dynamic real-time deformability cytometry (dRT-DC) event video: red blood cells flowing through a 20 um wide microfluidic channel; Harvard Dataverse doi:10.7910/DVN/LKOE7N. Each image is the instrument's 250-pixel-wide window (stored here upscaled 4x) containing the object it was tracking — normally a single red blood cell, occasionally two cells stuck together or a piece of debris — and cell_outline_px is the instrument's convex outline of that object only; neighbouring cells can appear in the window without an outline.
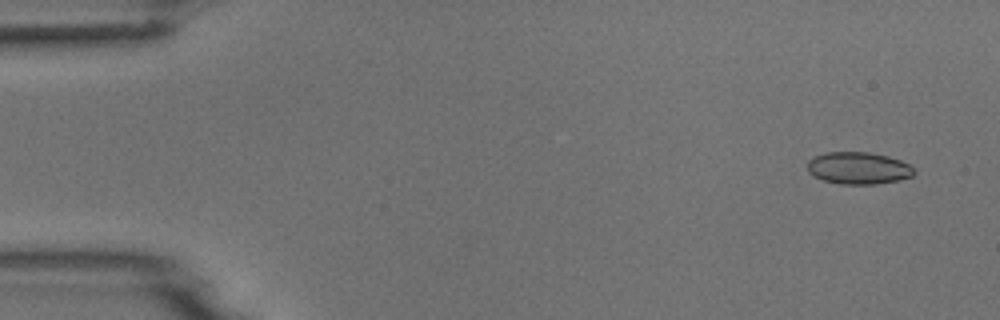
{"species": "common noctule bat (a hibernating species)", "species_latin": "Nyctalus noctula", "temperature_condition": "room temperature", "stored_images_in_passage": 5, "camera_frame_rate_fps": 3000, "um_per_image_px": 0.085, "animal": {"sex": "male", "body_mass_g": 18.8}, "frame": {"image": 1, "passage_image": 1, "time_ms": 0.0, "image_size_px": [1000, 320], "cell_outline_px": [[916, 172], [912, 176], [900, 180], [876, 184], [840, 184], [824, 180], [812, 176], [808, 172], [808, 160], [816, 156], [828, 152], [868, 152], [888, 156], [900, 160], [908, 164]], "centroid_in_image_um": [72.96, 14.29], "position_along_channel_um": 12.0, "area_um2": 19.94}}
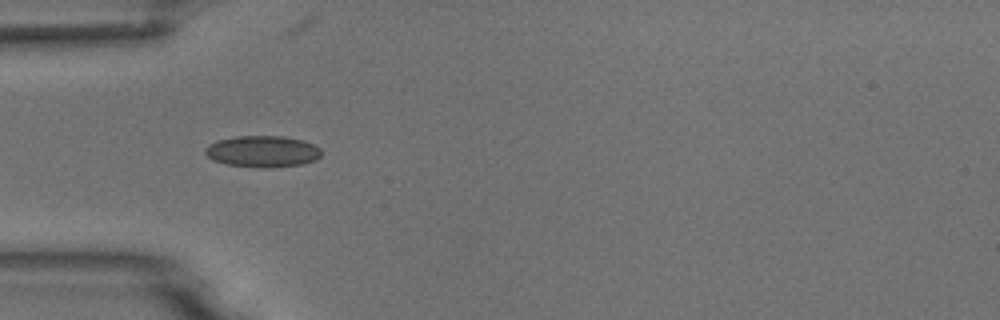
{"frame": {"image": 2, "passage_image": 4, "time_ms": 1.0, "image_size_px": [1000, 320], "cell_outline_px": [[320, 156], [316, 160], [304, 164], [264, 168], [228, 164], [212, 160], [204, 152], [204, 148], [208, 144], [216, 140], [236, 136], [280, 136], [304, 140], [320, 148]], "centroid_in_image_um": [22.3, 12.86], "position_along_channel_um": 62.7, "area_um2": 21.33}}